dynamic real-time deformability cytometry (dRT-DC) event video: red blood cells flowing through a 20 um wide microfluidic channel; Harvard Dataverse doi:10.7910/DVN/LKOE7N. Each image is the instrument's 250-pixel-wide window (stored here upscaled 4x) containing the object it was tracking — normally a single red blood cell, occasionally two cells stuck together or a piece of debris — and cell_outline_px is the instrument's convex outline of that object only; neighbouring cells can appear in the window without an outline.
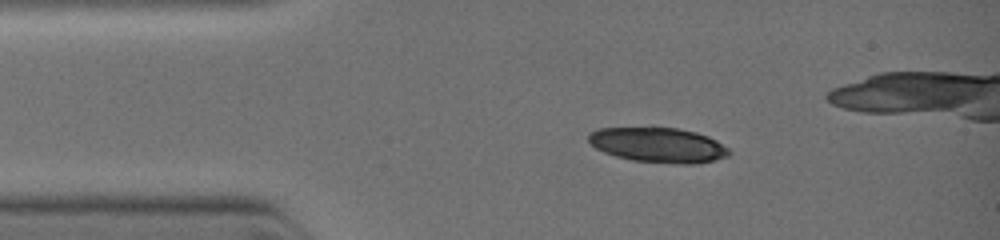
{"species": "common noctule bat (a hibernating species)", "species_latin": "Nyctalus noctula", "temperature_condition": "warm", "stored_images_in_passage": 5, "segment_of_instrument_passage": [1, 2], "camera_frame_rate_fps": 3000, "um_per_image_px": 0.085, "animal": {"sex": "female", "body_mass_g": 19.0, "forearm_length_mm": 51.5}, "frame": {"image": 1, "passage_image": 1, "time_ms": 0.0, "image_size_px": [1000, 240], "cell_outline_px": [[728, 156], [712, 160], [692, 164], [688, 164], [632, 160], [616, 156], [604, 152], [596, 148], [588, 140], [588, 136], [596, 128], [652, 124], [680, 128], [696, 132], [708, 136], [716, 140], [728, 148]], "centroid_in_image_um": [55.88, 12.25], "position_along_channel_um": 29.1, "area_um2": 29.36}}